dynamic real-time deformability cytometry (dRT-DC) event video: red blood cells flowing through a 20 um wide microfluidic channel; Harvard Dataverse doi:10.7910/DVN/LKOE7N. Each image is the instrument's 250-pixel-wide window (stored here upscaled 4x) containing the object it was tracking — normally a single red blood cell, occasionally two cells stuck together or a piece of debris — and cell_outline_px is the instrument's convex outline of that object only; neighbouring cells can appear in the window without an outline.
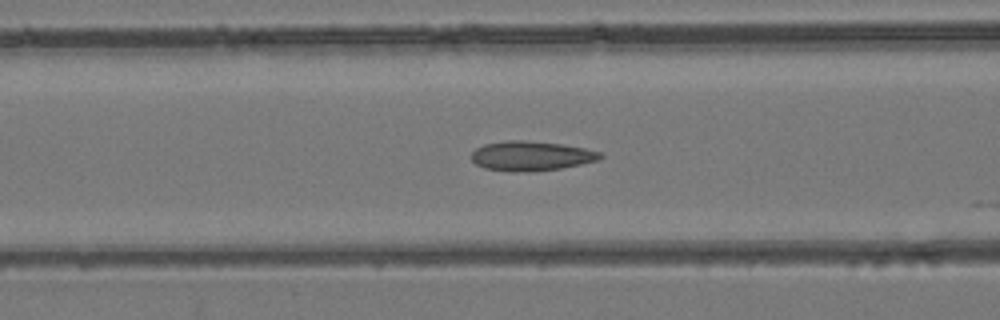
{"species": "common noctule bat (a hibernating species)", "species_latin": "Nyctalus noctula", "temperature_condition": "room temperature", "stored_images_in_passage": 26, "camera_frame_rate_fps": 3000, "um_per_image_px": 0.085, "animal": {"sex": "female", "body_mass_g": 24.6, "forearm_length_mm": 56.2}, "frame": {"image": 1, "passage_image": 3, "time_ms": 0.667, "image_size_px": [1000, 320], "cell_outline_px": [[604, 156], [600, 160], [560, 168], [532, 172], [512, 172], [484, 168], [476, 164], [472, 160], [472, 152], [476, 148], [484, 144], [508, 140], [524, 140], [560, 144], [584, 148], [604, 152]], "centroid_in_image_um": [45.17, 13.26], "position_along_channel_um": 121.4, "area_um2": 22.37}}
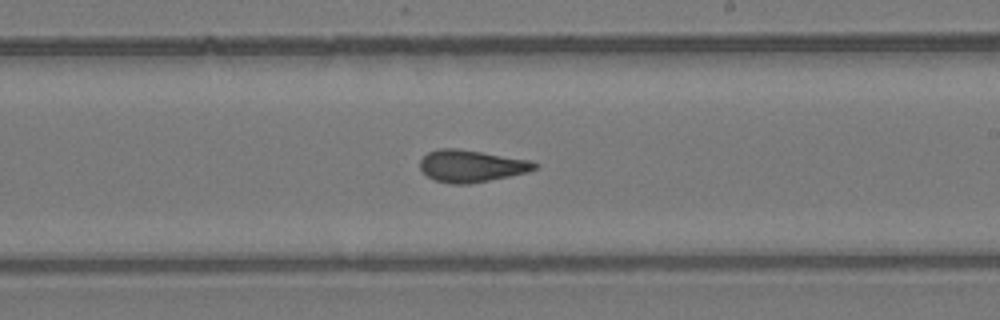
{"frame": {"image": 2, "passage_image": 12, "time_ms": 3.667, "image_size_px": [1000, 320], "cell_outline_px": [[540, 164], [536, 168], [528, 172], [468, 184], [452, 184], [436, 180], [428, 176], [420, 168], [420, 160], [428, 152], [440, 148], [456, 148], [532, 160]], "centroid_in_image_um": [40.08, 14.1], "position_along_channel_um": 248.9, "area_um2": 21.27}}
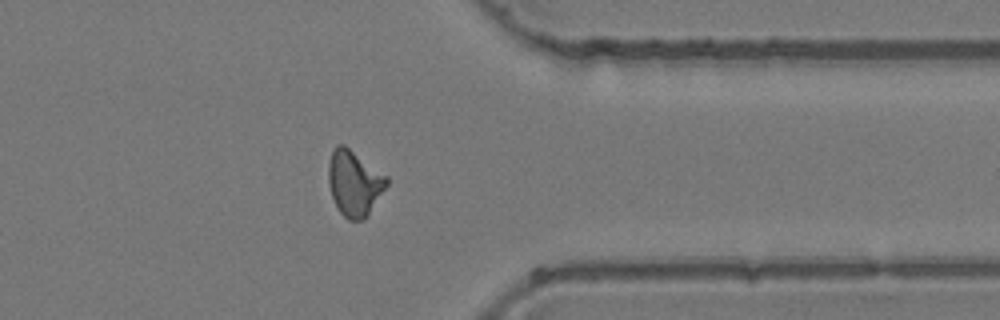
{"frame": {"image": 3, "passage_image": 22, "time_ms": 7.0, "image_size_px": [1000, 320], "cell_outline_px": [[388, 184], [368, 216], [364, 220], [348, 220], [340, 212], [332, 196], [328, 180], [328, 164], [332, 152], [336, 144], [344, 144], [388, 176]], "centroid_in_image_um": [30.13, 15.56], "position_along_channel_um": 381.3, "area_um2": 22.31}}